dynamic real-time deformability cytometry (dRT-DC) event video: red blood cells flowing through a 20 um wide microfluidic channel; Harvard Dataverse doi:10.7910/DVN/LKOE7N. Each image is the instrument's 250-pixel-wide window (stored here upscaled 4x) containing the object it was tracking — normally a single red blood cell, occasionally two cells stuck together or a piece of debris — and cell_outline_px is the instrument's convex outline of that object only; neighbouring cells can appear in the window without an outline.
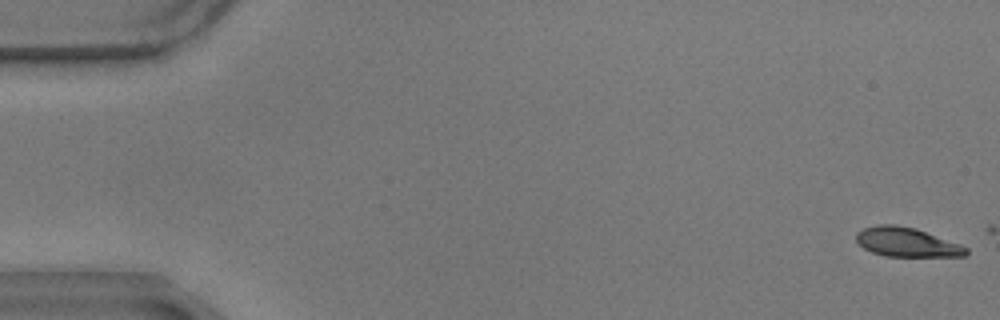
{"species": "common noctule bat (a hibernating species)", "species_latin": "Nyctalus noctula", "temperature_condition": "warm", "stored_images_in_passage": 3, "camera_frame_rate_fps": 3000, "um_per_image_px": 0.085, "animal": {"sex": "male", "body_mass_g": 17.9}, "frame": {"image": 1, "passage_image": 1, "time_ms": 0.0, "image_size_px": [1000, 320], "cell_outline_px": [[968, 252], [964, 256], [884, 256], [872, 252], [864, 248], [856, 240], [856, 232], [864, 228], [876, 224], [896, 224], [916, 228], [960, 244], [968, 248]], "centroid_in_image_um": [77.05, 20.57], "position_along_channel_um": 7.9, "area_um2": 18.73}}